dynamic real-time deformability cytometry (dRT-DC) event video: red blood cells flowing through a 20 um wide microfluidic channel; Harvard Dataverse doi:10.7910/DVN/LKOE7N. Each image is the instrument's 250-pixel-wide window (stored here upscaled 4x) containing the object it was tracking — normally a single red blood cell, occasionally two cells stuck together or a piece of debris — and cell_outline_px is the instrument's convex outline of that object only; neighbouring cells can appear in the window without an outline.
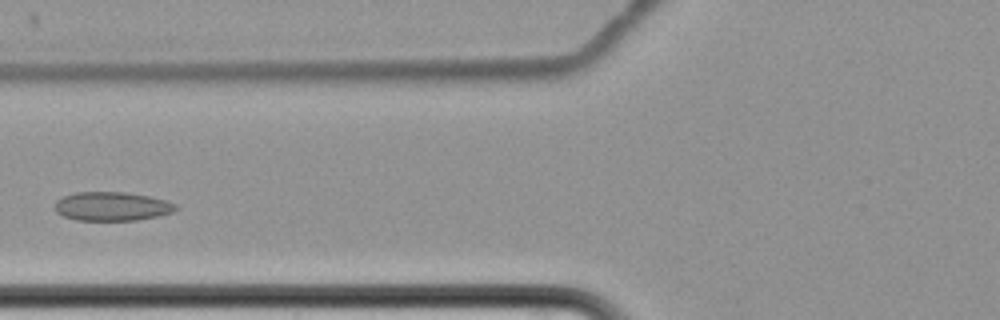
{"species": "common noctule bat (a hibernating species)", "species_latin": "Nyctalus noctula", "temperature_condition": "cold", "stored_images_in_passage": 6, "camera_frame_rate_fps": 3000, "um_per_image_px": 0.085, "animal": {"sex": "female", "body_mass_g": 22.7, "forearm_length_mm": 54.2}, "frame": {"image": 1, "passage_image": 6, "time_ms": 6.0, "image_size_px": [1000, 320], "cell_outline_px": [[180, 208], [172, 212], [160, 216], [136, 220], [76, 220], [64, 216], [56, 212], [56, 200], [64, 196], [76, 192], [124, 192], [148, 196], [168, 200], [176, 204]], "centroid_in_image_um": [9.56, 17.54], "position_along_channel_um": 116.2, "area_um2": 20.4}}